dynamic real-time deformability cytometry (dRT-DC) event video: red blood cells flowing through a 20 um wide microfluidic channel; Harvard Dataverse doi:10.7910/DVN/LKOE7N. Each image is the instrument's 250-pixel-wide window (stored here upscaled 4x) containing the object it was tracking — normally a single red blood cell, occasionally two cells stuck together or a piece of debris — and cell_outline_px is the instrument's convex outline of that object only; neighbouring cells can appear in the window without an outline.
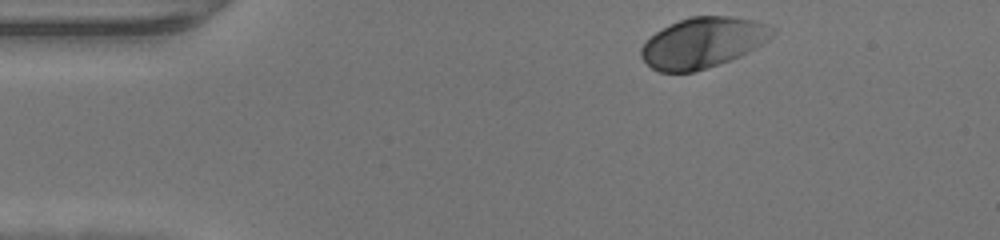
{"species": "human", "species_latin": "Homo sapiens", "temperature_condition": "warm", "stored_images_in_passage": 42, "camera_frame_rate_fps": 3000, "um_per_image_px": 0.085, "donor": {"sex": "male"}, "frame": {"image": 1, "passage_image": 1, "time_ms": 0.0, "image_size_px": [1000, 240], "cell_outline_px": [[776, 32], [764, 44], [740, 56], [692, 72], [660, 72], [652, 68], [640, 56], [640, 48], [656, 32], [680, 20], [692, 16], [728, 16], [752, 20], [768, 24], [776, 28]], "centroid_in_image_um": [59.78, 3.62], "position_along_channel_um": 25.2, "area_um2": 38.21}}
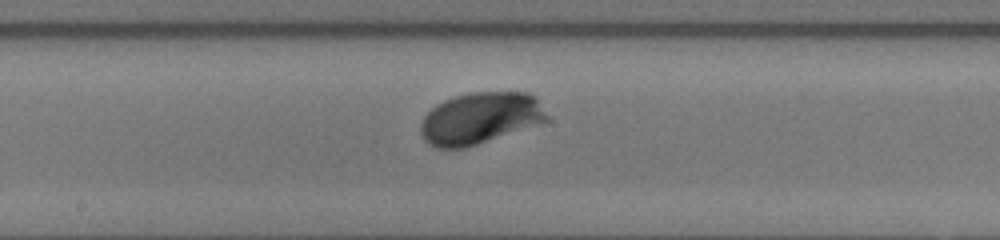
{"frame": {"image": 2, "passage_image": 19, "time_ms": 6.0, "image_size_px": [1000, 240], "cell_outline_px": [[548, 120], [464, 148], [436, 148], [428, 144], [424, 140], [420, 132], [420, 124], [424, 116], [436, 104], [444, 100], [468, 92], [528, 92], [536, 96], [548, 116]], "centroid_in_image_um": [40.77, 10.03], "position_along_channel_um": 207.4, "area_um2": 37.69}}
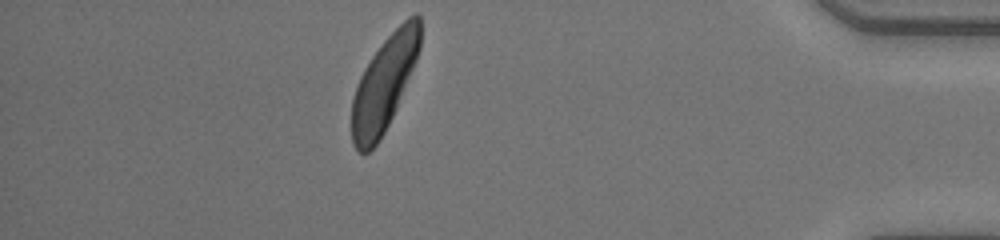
{"frame": {"image": 3, "passage_image": 36, "time_ms": 11.667, "image_size_px": [1000, 240], "cell_outline_px": [[420, 48], [416, 60], [396, 108], [384, 132], [376, 144], [368, 152], [360, 152], [352, 144], [352, 96], [360, 76], [364, 68], [372, 56], [384, 40], [408, 16], [416, 12], [420, 16]], "centroid_in_image_um": [32.65, 7.09], "position_along_channel_um": 402.6, "area_um2": 37.11}}